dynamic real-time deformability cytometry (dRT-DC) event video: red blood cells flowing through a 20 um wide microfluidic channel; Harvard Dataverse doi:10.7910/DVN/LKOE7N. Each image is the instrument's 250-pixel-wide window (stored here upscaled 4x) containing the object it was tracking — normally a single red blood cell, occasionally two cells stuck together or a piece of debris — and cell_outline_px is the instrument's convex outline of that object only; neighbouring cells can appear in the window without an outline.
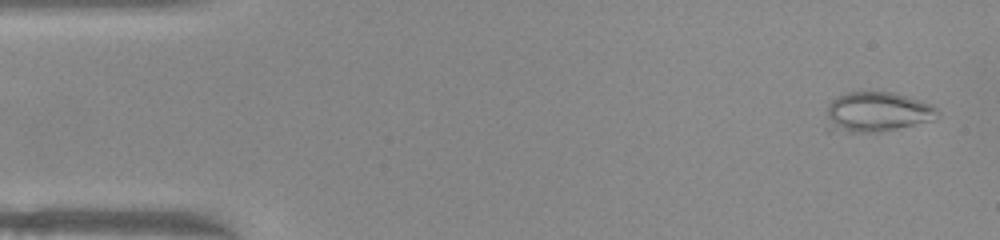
{"species": "common noctule bat (a hibernating species)", "species_latin": "Nyctalus noctula", "temperature_condition": "warm", "stored_images_in_passage": 45, "camera_frame_rate_fps": 3000, "um_per_image_px": 0.085, "animal": {"sex": "female", "body_mass_g": 22.0, "forearm_length_mm": 56.7}, "frame": {"image": 1, "passage_image": 2, "time_ms": 0.333, "image_size_px": [1000, 240], "cell_outline_px": [[940, 116], [936, 120], [876, 132], [828, 132], [828, 104], [832, 100], [848, 92], [896, 92], [932, 104], [940, 112]], "centroid_in_image_um": [74.58, 9.52], "position_along_channel_um": 10.4, "area_um2": 26.13}}
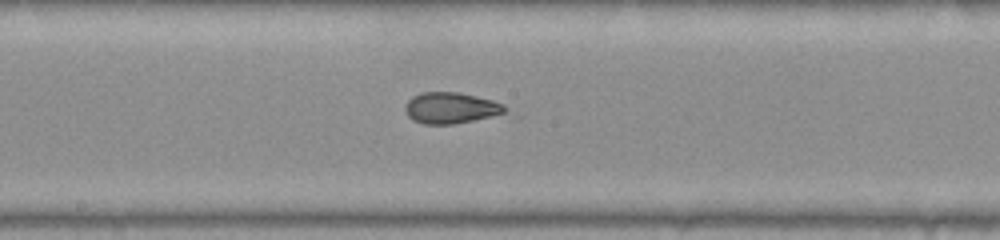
{"frame": {"image": 2, "passage_image": 26, "time_ms": 8.333, "image_size_px": [1000, 240], "cell_outline_px": [[520, 116], [452, 124], [424, 124], [412, 120], [408, 116], [404, 108], [408, 100], [412, 96], [420, 92], [456, 92], [476, 96], [492, 100], [504, 104]], "centroid_in_image_um": [38.6, 9.22], "position_along_channel_um": 209.6, "area_um2": 19.59}}
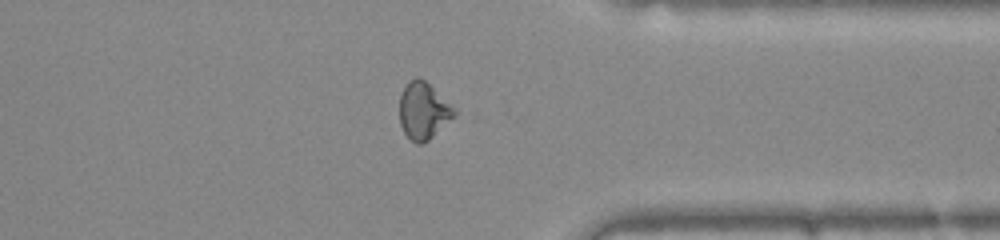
{"frame": {"image": 3, "passage_image": 39, "time_ms": 12.667, "image_size_px": [1000, 240], "cell_outline_px": [[456, 112], [428, 140], [420, 144], [416, 144], [404, 132], [400, 124], [400, 96], [408, 80], [416, 76], [420, 76], [456, 108]], "centroid_in_image_um": [35.96, 9.37], "position_along_channel_um": 375.4, "area_um2": 17.8}}